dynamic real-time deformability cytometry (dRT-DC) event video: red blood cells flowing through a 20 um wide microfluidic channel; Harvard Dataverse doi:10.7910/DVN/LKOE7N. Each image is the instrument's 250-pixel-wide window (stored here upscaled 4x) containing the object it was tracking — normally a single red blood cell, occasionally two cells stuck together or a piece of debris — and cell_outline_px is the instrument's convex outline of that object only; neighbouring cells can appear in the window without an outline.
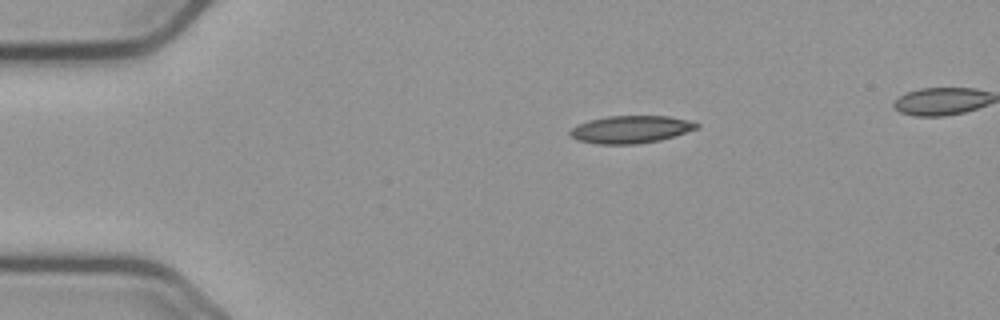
{"species": "common noctule bat (a hibernating species)", "species_latin": "Nyctalus noctula", "temperature_condition": "cold", "stored_images_in_passage": 44, "camera_frame_rate_fps": 3000, "um_per_image_px": 0.085, "animal": {"sex": "male", "body_mass_g": 23.1, "forearm_length_mm": 52.7}, "frame": {"image": 1, "passage_image": 1, "time_ms": 0.0, "image_size_px": [1000, 320], "cell_outline_px": [[700, 124], [696, 128], [660, 140], [636, 144], [596, 144], [576, 140], [568, 132], [572, 128], [588, 120], [608, 116], [668, 116], [688, 120]], "centroid_in_image_um": [53.57, 11.0], "position_along_channel_um": 31.4, "area_um2": 20.06}}
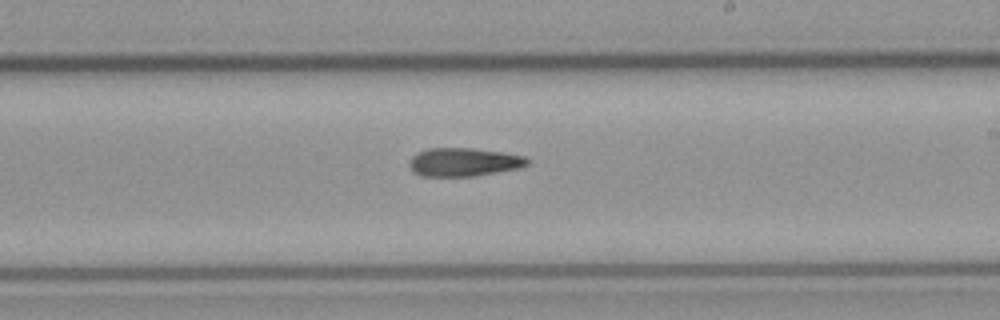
{"frame": {"image": 2, "passage_image": 23, "time_ms": 7.333, "image_size_px": [1000, 320], "cell_outline_px": [[528, 164], [520, 168], [472, 176], [424, 176], [412, 172], [408, 164], [412, 156], [428, 148], [472, 148], [500, 152], [524, 156], [528, 160]], "centroid_in_image_um": [39.39, 13.78], "position_along_channel_um": 249.6, "area_um2": 19.36}}
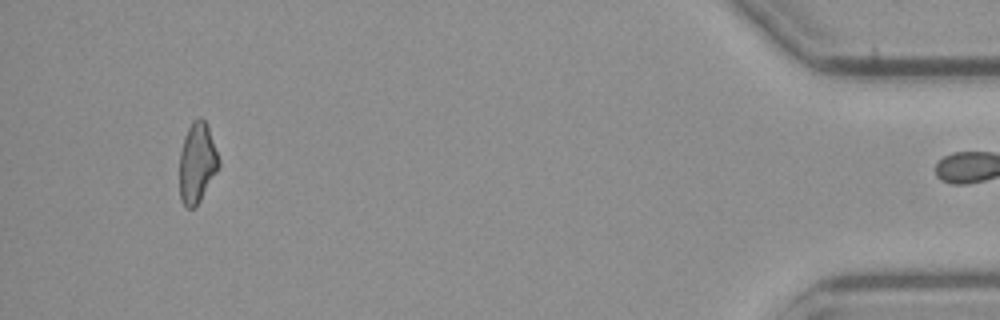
{"frame": {"image": 3, "passage_image": 43, "time_ms": 14.0, "image_size_px": [1000, 320], "cell_outline_px": [[220, 164], [216, 172], [196, 208], [188, 208], [184, 204], [180, 196], [180, 152], [184, 136], [192, 120], [200, 116], [204, 120], [208, 128], [220, 160]], "centroid_in_image_um": [16.75, 13.83], "position_along_channel_um": 418.5, "area_um2": 18.21}}